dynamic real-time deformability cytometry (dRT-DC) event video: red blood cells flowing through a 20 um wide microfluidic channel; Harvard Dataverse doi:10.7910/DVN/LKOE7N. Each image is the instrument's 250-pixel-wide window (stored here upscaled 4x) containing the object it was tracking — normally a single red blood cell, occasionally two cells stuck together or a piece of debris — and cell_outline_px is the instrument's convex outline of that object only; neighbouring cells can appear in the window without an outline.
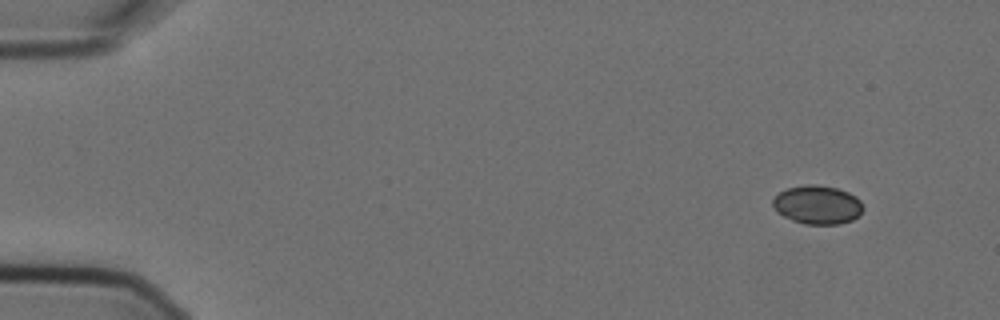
{"species": "Egyptian fruit bat (a non-hibernating species)", "species_latin": "Rousettus aegyptiacus", "temperature_condition": "cold", "stored_images_in_passage": 3, "camera_frame_rate_fps": 3000, "um_per_image_px": 0.085, "animal": {"sex": "female"}, "frame": {"image": 1, "passage_image": 1, "time_ms": 0.0, "image_size_px": [1000, 320], "cell_outline_px": [[864, 208], [860, 216], [852, 220], [840, 224], [804, 224], [792, 220], [776, 212], [772, 204], [772, 200], [780, 192], [788, 188], [808, 184], [816, 184], [836, 188], [848, 192], [856, 196], [860, 200]], "centroid_in_image_um": [69.5, 17.41], "position_along_channel_um": 15.5, "area_um2": 20.46}}
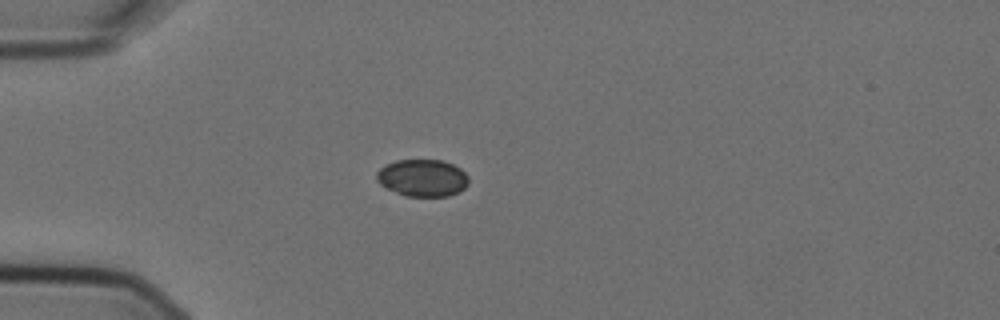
{"frame": {"image": 2, "passage_image": 3, "time_ms": 0.667, "image_size_px": [1000, 320], "cell_outline_px": [[468, 184], [464, 188], [448, 196], [404, 196], [380, 184], [376, 180], [376, 172], [384, 164], [396, 160], [444, 160], [460, 168], [468, 176]], "centroid_in_image_um": [35.89, 15.11], "position_along_channel_um": 49.1, "area_um2": 19.94}}